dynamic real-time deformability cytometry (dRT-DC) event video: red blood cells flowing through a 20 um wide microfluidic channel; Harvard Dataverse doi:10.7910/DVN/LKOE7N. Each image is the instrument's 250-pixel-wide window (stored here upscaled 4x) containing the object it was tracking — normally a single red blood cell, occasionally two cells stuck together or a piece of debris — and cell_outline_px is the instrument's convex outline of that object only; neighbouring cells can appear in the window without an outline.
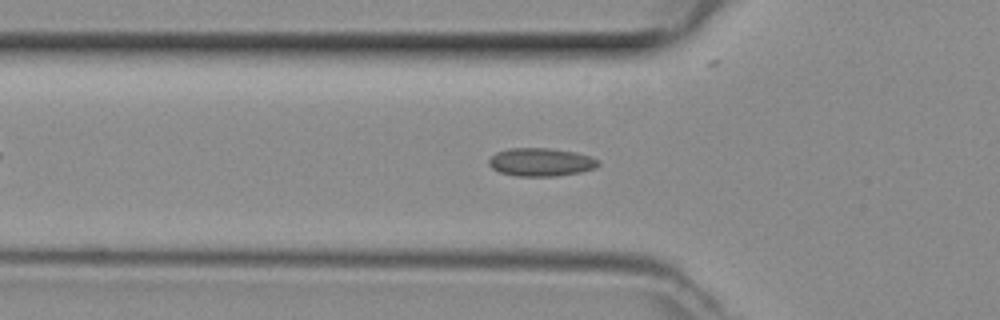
{"species": "common noctule bat (a hibernating species)", "species_latin": "Nyctalus noctula", "temperature_condition": "room temperature", "stored_images_in_passage": 40, "camera_frame_rate_fps": 3000, "um_per_image_px": 0.085, "animal": {"sex": "female", "body_mass_g": 29.2, "forearm_length_mm": 56.3}, "frame": {"image": 1, "passage_image": 10, "time_ms": 3.0, "image_size_px": [1000, 320], "cell_outline_px": [[600, 164], [596, 168], [580, 172], [556, 176], [516, 176], [500, 172], [492, 168], [488, 164], [488, 160], [496, 152], [508, 148], [548, 148], [576, 152], [592, 156], [600, 160]], "centroid_in_image_um": [46.0, 13.77], "position_along_channel_um": 79.8, "area_um2": 18.15}}
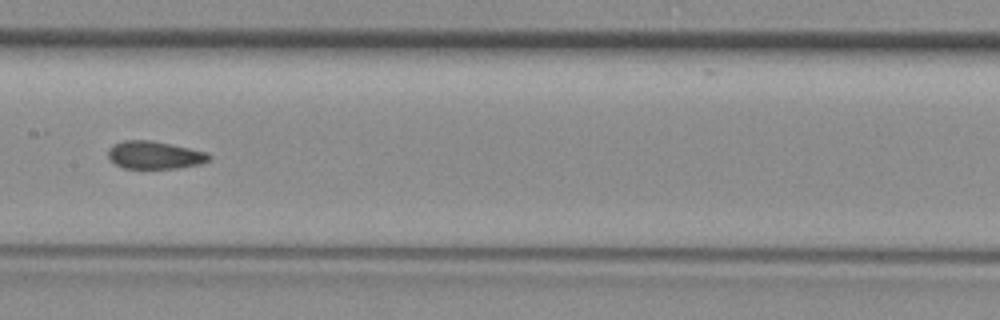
{"frame": {"image": 2, "passage_image": 18, "time_ms": 5.667, "image_size_px": [1000, 320], "cell_outline_px": [[212, 156], [208, 160], [200, 164], [176, 168], [124, 168], [116, 164], [108, 156], [108, 148], [112, 144], [124, 140], [152, 140], [208, 152]], "centroid_in_image_um": [13.14, 13.17], "position_along_channel_um": 194.3, "area_um2": 16.3}}
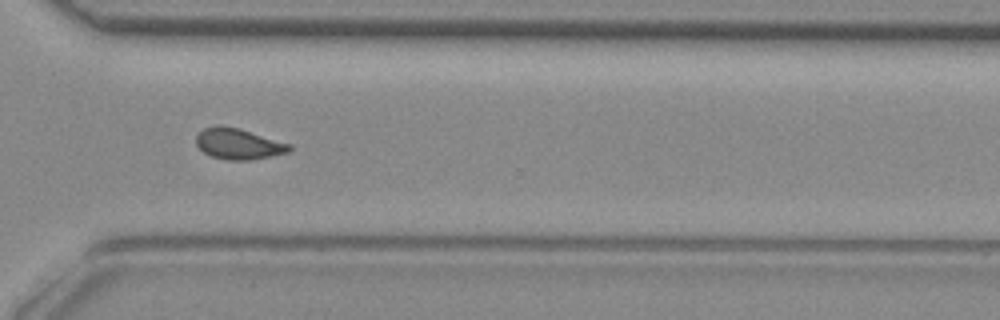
{"frame": {"image": 3, "passage_image": 29, "time_ms": 9.333, "image_size_px": [1000, 320], "cell_outline_px": [[292, 148], [288, 152], [252, 160], [228, 160], [212, 156], [204, 152], [196, 144], [196, 136], [204, 128], [216, 124], [240, 128], [292, 144]], "centroid_in_image_um": [20.28, 12.21], "position_along_channel_um": 350.3, "area_um2": 16.88}}